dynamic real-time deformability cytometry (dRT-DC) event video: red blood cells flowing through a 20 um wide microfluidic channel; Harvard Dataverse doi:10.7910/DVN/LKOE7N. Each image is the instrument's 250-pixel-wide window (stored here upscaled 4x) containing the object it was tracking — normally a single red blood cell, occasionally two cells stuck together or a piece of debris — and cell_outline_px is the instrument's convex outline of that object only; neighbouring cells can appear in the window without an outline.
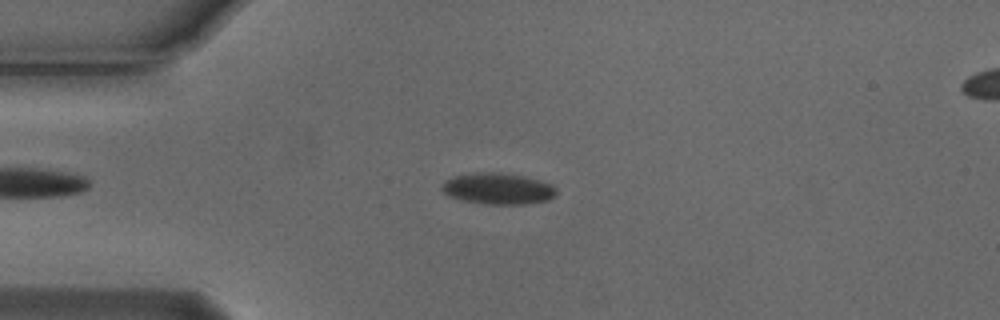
{"species": "Egyptian fruit bat (a non-hibernating species)", "species_latin": "Rousettus aegyptiacus", "temperature_condition": "cold", "stored_images_in_passage": 5, "camera_frame_rate_fps": 3000, "um_per_image_px": 0.085, "animal": {"sex": "male"}, "frame": {"image": 1, "passage_image": 3, "time_ms": 0.667, "image_size_px": [1000, 320], "cell_outline_px": [[556, 196], [548, 200], [524, 204], [484, 204], [460, 200], [448, 196], [440, 188], [444, 180], [452, 176], [476, 172], [500, 172], [524, 176], [540, 180], [552, 184], [556, 188]], "centroid_in_image_um": [42.3, 16.03], "position_along_channel_um": 42.7, "area_um2": 21.21}}